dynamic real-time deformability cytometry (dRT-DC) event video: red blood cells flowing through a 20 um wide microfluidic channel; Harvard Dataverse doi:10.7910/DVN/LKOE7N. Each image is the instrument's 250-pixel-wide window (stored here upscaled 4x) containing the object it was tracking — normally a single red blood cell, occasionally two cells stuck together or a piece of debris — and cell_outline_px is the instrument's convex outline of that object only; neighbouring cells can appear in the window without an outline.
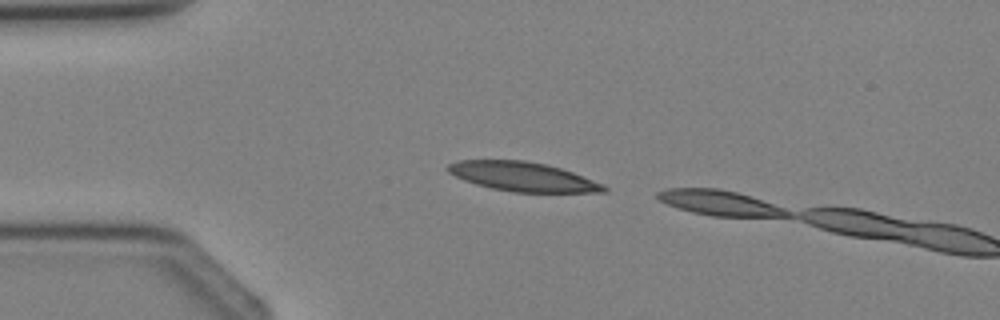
{"species": "Egyptian fruit bat (a non-hibernating species)", "species_latin": "Rousettus aegyptiacus", "temperature_condition": "cold", "stored_images_in_passage": 2, "camera_frame_rate_fps": 3000, "um_per_image_px": 0.085, "animal": {"sex": "female"}, "frame": {"image": 1, "passage_image": 1, "time_ms": 0.0, "image_size_px": [1000, 320], "cell_outline_px": [[608, 192], [512, 192], [492, 188], [476, 184], [464, 180], [448, 172], [444, 168], [448, 164], [460, 160], [524, 160], [548, 164], [572, 172], [604, 184], [608, 188]], "centroid_in_image_um": [44.44, 15.01], "position_along_channel_um": 40.6, "area_um2": 26.59}}